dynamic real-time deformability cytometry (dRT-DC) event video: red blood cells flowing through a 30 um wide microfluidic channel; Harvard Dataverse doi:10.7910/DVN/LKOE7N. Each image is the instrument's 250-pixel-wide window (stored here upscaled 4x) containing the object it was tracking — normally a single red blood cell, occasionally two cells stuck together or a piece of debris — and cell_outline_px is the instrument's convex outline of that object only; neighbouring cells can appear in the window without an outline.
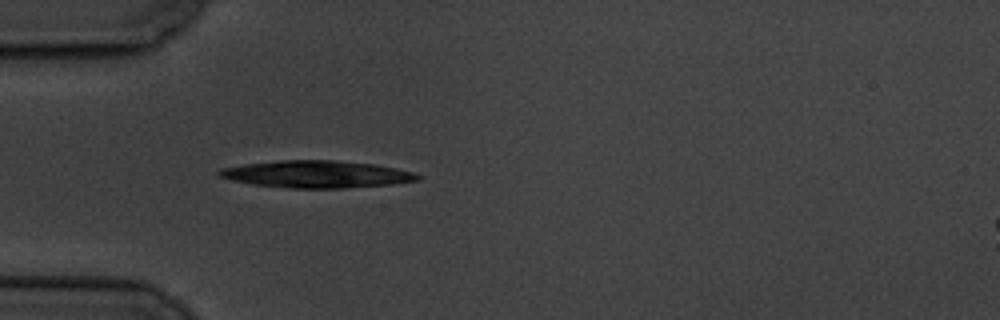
{"species": "common noctule bat (a hibernating species)", "species_latin": "Nyctalus noctula", "temperature_condition": "cold", "stored_images_in_passage": 5, "camera_frame_rate_fps": 3000, "um_per_image_px": 0.085, "animal": {"sex": "male", "body_mass_g": 19.5, "forearm_length_mm": 54.6}, "frame": {"image": 1, "passage_image": 5, "time_ms": 4.333, "image_size_px": [1000, 320], "cell_outline_px": [[424, 176], [420, 180], [392, 184], [344, 188], [288, 188], [252, 184], [232, 180], [220, 176], [216, 172], [220, 168], [244, 164], [280, 160], [336, 160], [376, 164], [396, 168], [412, 172]], "centroid_in_image_um": [26.94, 14.8], "position_along_channel_um": 58.1, "area_um2": 31.56}}